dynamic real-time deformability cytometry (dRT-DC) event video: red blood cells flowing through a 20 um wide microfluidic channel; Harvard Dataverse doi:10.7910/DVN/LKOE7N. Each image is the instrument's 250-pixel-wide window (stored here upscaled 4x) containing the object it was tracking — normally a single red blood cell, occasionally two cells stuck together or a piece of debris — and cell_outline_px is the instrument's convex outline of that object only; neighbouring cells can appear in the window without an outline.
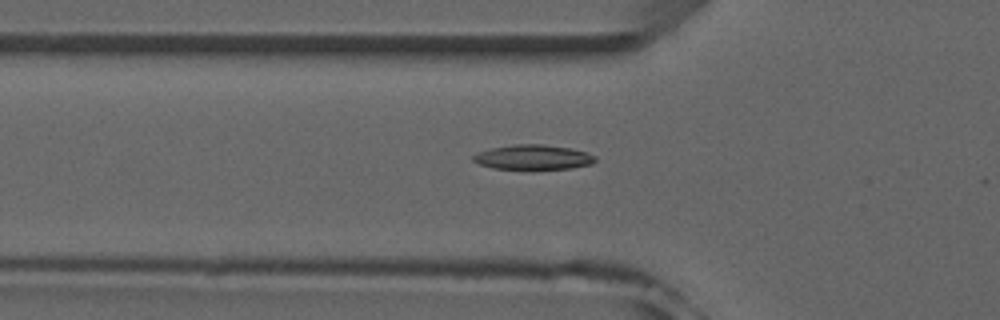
{"species": "common noctule bat (a hibernating species)", "species_latin": "Nyctalus noctula", "temperature_condition": "room temperature", "stored_images_in_passage": 43, "camera_frame_rate_fps": 3000, "um_per_image_px": 0.085, "animal": {"sex": "male", "forearm_length_mm": 52.5}, "frame": {"image": 1, "passage_image": 9, "time_ms": 2.667, "image_size_px": [1000, 320], "cell_outline_px": [[596, 160], [592, 164], [572, 168], [492, 168], [480, 164], [472, 160], [472, 156], [480, 152], [492, 148], [516, 144], [544, 144], [572, 148], [596, 156]], "centroid_in_image_um": [45.34, 13.35], "position_along_channel_um": 80.5, "area_um2": 17.28}}
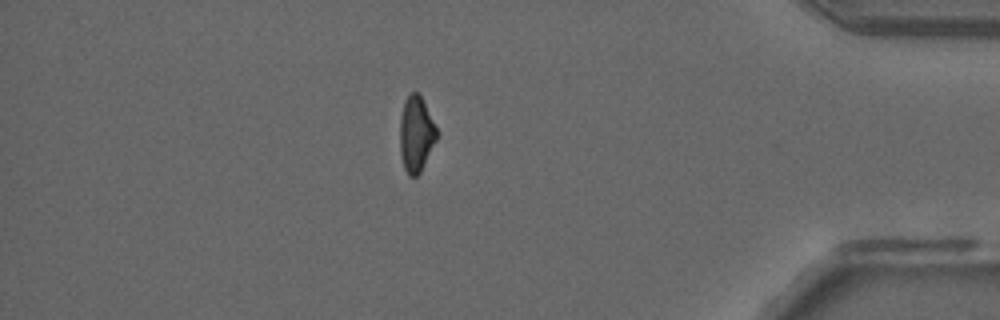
{"frame": {"image": 2, "passage_image": 36, "time_ms": 11.667, "image_size_px": [1000, 320], "cell_outline_px": [[436, 140], [420, 172], [416, 176], [408, 176], [404, 168], [400, 152], [400, 116], [404, 100], [412, 92], [420, 92], [436, 128]], "centroid_in_image_um": [35.34, 11.37], "position_along_channel_um": 399.9, "area_um2": 16.13}}
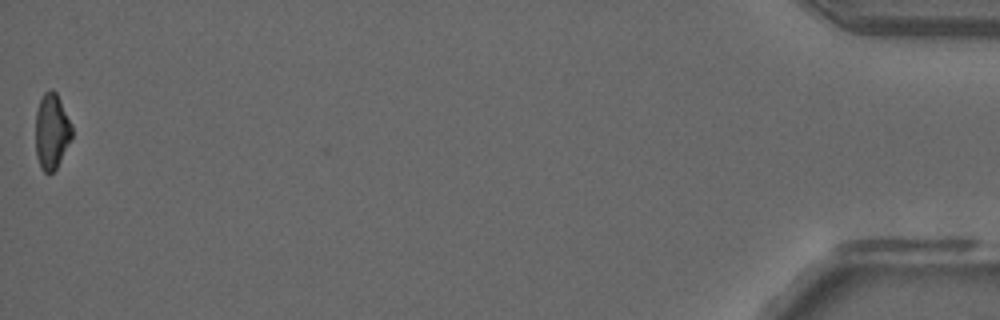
{"frame": {"image": 3, "passage_image": 43, "time_ms": 14.0, "image_size_px": [1000, 320], "cell_outline_px": [[72, 136], [56, 168], [48, 176], [40, 168], [36, 156], [36, 112], [40, 100], [44, 92], [48, 88], [52, 88], [56, 92], [72, 124]], "centroid_in_image_um": [4.38, 11.16], "position_along_channel_um": 430.8, "area_um2": 16.07}, "authors_computed_cell_mechanics": {"area_um2": 17.1088, "velocity_mm_per_s": 3.9827, "shape_relaxation_time_tau1_ms": 7.0372, "shape_relaxation_time_tau2_ms": null, "deformation_change_tau1": 0.1893, "deformation_change_tau2": null}}